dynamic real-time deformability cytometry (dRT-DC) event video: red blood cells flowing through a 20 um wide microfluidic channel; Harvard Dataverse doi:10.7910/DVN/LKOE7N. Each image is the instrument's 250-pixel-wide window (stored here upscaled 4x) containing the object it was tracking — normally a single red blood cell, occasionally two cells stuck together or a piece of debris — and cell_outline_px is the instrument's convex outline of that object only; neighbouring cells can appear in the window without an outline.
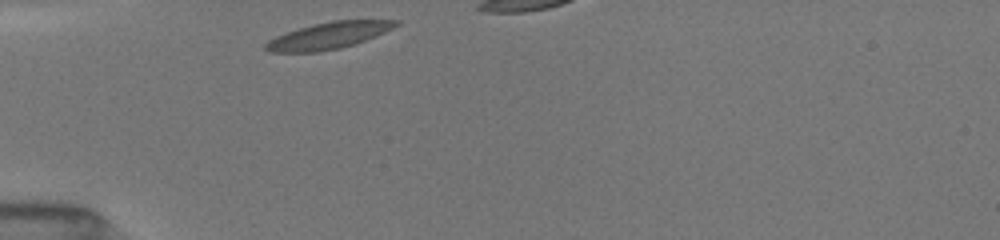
{"species": "common noctule bat (a hibernating species)", "species_latin": "Nyctalus noctula", "temperature_condition": "room temperature", "stored_images_in_passage": 9, "camera_frame_rate_fps": 3000, "um_per_image_px": 0.085, "animal": {"sex": "female", "body_mass_g": 19.5, "forearm_length_mm": 54.1}, "frame": {"image": 1, "passage_image": 1, "time_ms": 0.0, "image_size_px": [1000, 240], "cell_outline_px": [[400, 24], [376, 36], [356, 44], [340, 48], [320, 52], [272, 52], [264, 48], [264, 44], [268, 40], [276, 36], [312, 24], [332, 20], [400, 20]], "centroid_in_image_um": [27.94, 3.03], "position_along_channel_um": 57.1, "area_um2": 20.23}}
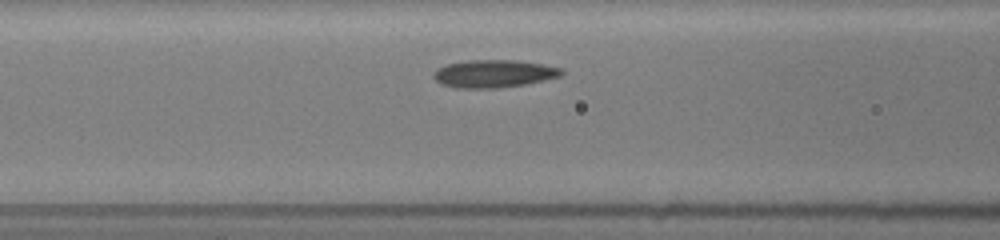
{"frame": {"image": 2, "passage_image": 7, "time_ms": 2.0, "image_size_px": [1000, 240], "cell_outline_px": [[564, 76], [524, 84], [500, 88], [456, 88], [440, 84], [432, 76], [432, 72], [436, 68], [448, 64], [464, 60], [516, 60], [544, 64], [560, 68], [564, 72]], "centroid_in_image_um": [41.96, 6.26], "position_along_channel_um": 124.6, "area_um2": 20.92}}